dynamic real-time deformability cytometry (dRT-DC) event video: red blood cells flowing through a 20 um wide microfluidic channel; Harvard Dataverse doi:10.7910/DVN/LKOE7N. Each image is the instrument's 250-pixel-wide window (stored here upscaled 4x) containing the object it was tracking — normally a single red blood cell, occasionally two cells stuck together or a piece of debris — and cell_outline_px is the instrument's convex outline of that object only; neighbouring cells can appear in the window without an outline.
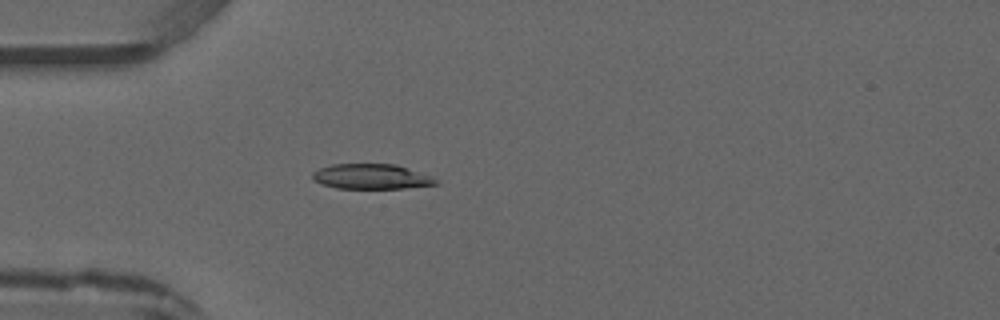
{"species": "common noctule bat (a hibernating species)", "species_latin": "Nyctalus noctula", "temperature_condition": "warm", "stored_images_in_passage": 3, "camera_frame_rate_fps": 3000, "um_per_image_px": 0.085, "animal": {"sex": "male", "forearm_length_mm": 52.5}, "frame": {"image": 1, "passage_image": 3, "time_ms": 2.333, "image_size_px": [1000, 320], "cell_outline_px": [[440, 184], [404, 188], [336, 188], [320, 184], [312, 180], [312, 172], [320, 168], [332, 164], [396, 164], [432, 176], [440, 180]], "centroid_in_image_um": [31.58, 15.01], "position_along_channel_um": 53.4, "area_um2": 18.21}}